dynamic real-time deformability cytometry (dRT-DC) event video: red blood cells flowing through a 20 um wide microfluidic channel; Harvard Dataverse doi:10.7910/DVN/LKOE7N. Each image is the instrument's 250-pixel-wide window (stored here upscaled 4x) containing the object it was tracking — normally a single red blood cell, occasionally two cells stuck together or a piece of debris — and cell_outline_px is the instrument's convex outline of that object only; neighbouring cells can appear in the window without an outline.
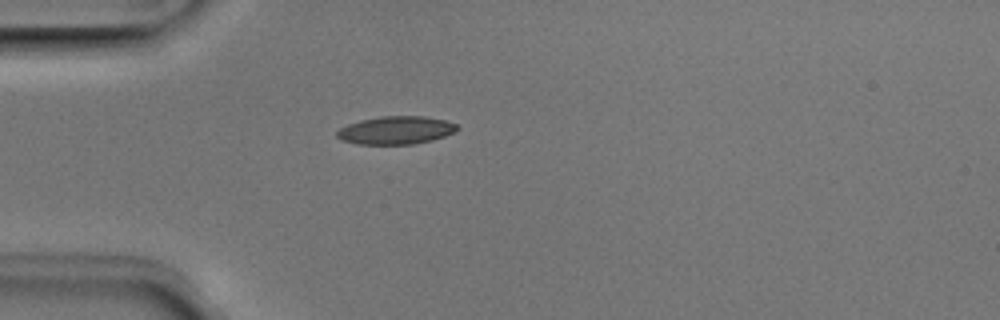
{"species": "Egyptian fruit bat (a non-hibernating species)", "species_latin": "Rousettus aegyptiacus", "temperature_condition": "room temperature", "stored_images_in_passage": 4, "camera_frame_rate_fps": 3000, "um_per_image_px": 0.085, "animal": {"sex": "male"}, "frame": {"image": 1, "passage_image": 4, "time_ms": 1.0, "image_size_px": [1000, 320], "cell_outline_px": [[460, 128], [444, 136], [432, 140], [412, 144], [356, 144], [344, 140], [336, 136], [336, 132], [340, 128], [348, 124], [360, 120], [380, 116], [424, 116], [444, 120], [456, 124]], "centroid_in_image_um": [33.64, 11.06], "position_along_channel_um": 51.4, "area_um2": 19.48}}